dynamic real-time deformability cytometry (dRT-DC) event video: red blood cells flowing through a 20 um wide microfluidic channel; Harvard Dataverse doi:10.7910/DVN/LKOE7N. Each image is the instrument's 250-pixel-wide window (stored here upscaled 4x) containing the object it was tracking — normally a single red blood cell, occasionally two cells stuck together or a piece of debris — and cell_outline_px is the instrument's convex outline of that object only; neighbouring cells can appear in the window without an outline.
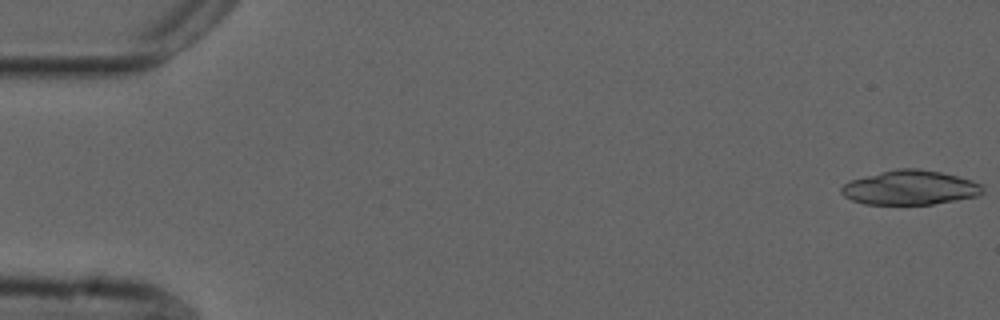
{"species": "common noctule bat (a hibernating species)", "species_latin": "Nyctalus noctula", "temperature_condition": "cold", "stored_images_in_passage": 3, "camera_frame_rate_fps": 3000, "um_per_image_px": 0.085, "animal": {"sex": "male", "forearm_length_mm": 52.5}, "frame": {"image": 1, "passage_image": 1, "time_ms": 0.0, "image_size_px": [1000, 320], "cell_outline_px": [[984, 192], [980, 196], [932, 204], [864, 204], [852, 200], [844, 196], [840, 192], [840, 188], [844, 184], [852, 180], [880, 172], [896, 168], [920, 168], [940, 172], [972, 180], [984, 184]], "centroid_in_image_um": [77.4, 15.95], "position_along_channel_um": 7.6, "area_um2": 28.44}}